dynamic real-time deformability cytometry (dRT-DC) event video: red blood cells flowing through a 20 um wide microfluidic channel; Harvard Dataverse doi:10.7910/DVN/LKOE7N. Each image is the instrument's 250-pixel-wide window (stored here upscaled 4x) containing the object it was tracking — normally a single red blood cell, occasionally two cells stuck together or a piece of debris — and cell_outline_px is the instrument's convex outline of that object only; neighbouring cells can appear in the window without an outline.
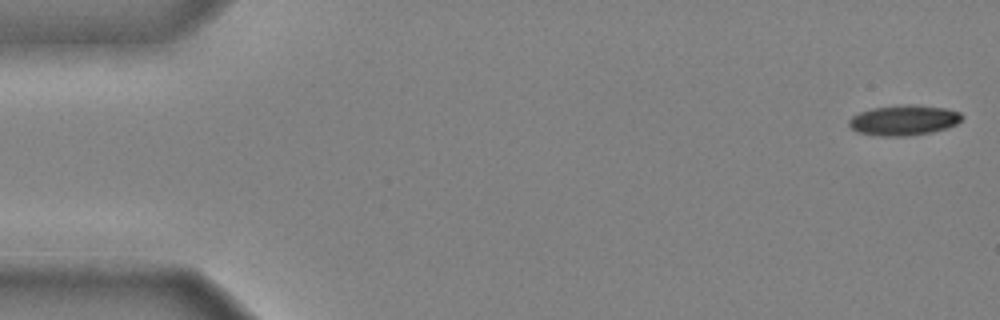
{"species": "common noctule bat (a hibernating species)", "species_latin": "Nyctalus noctula", "temperature_condition": "cold", "stored_images_in_passage": 46, "camera_frame_rate_fps": 3000, "um_per_image_px": 0.085, "animal": {"sex": "male", "body_mass_g": 20.4}, "frame": {"image": 1, "passage_image": 1, "time_ms": 0.0, "image_size_px": [1000, 320], "cell_outline_px": [[964, 116], [956, 124], [932, 132], [908, 136], [880, 136], [856, 132], [848, 124], [848, 120], [852, 116], [860, 112], [872, 108], [904, 104], [916, 104], [944, 108], [960, 112]], "centroid_in_image_um": [76.8, 10.21], "position_along_channel_um": 8.2, "area_um2": 20.0}}
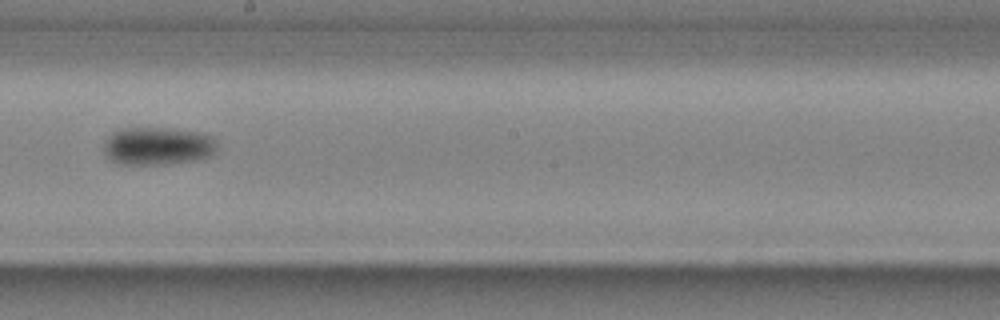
{"frame": {"image": 2, "passage_image": 28, "time_ms": 9.0, "image_size_px": [1000, 320], "cell_outline_px": [[216, 152], [212, 156], [192, 160], [164, 164], [120, 164], [112, 160], [104, 152], [104, 144], [120, 128], [168, 128], [204, 132], [212, 136], [216, 140]], "centroid_in_image_um": [13.48, 12.4], "position_along_channel_um": 234.7, "area_um2": 24.91}}
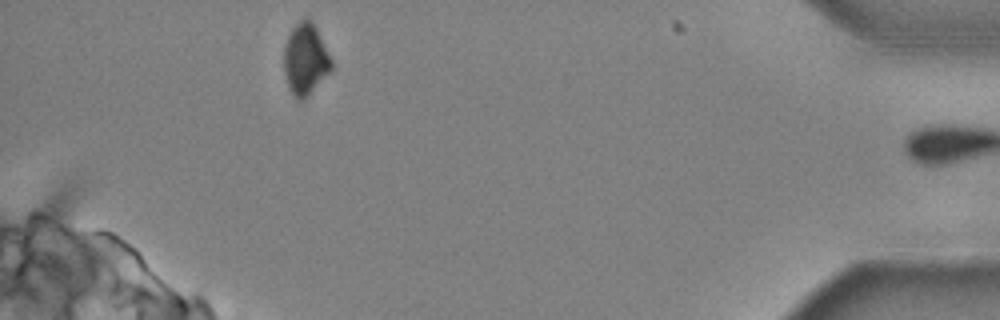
{"frame": {"image": 3, "passage_image": 45, "time_ms": 14.667, "image_size_px": [1000, 320], "cell_outline_px": [[332, 68], [300, 100], [296, 100], [288, 88], [284, 72], [284, 44], [292, 28], [300, 20], [312, 20], [332, 60]], "centroid_in_image_um": [25.92, 5.0], "position_along_channel_um": 409.3, "area_um2": 19.07}, "authors_computed_cell_mechanics": {"area_um2": 21.964, "velocity_mm_per_s": 3.9653, "shape_relaxation_time_tau1_ms": 2.3313, "shape_relaxation_time_tau2_ms": null, "deformation_change_tau1": 0.1015, "deformation_change_tau2": null}}